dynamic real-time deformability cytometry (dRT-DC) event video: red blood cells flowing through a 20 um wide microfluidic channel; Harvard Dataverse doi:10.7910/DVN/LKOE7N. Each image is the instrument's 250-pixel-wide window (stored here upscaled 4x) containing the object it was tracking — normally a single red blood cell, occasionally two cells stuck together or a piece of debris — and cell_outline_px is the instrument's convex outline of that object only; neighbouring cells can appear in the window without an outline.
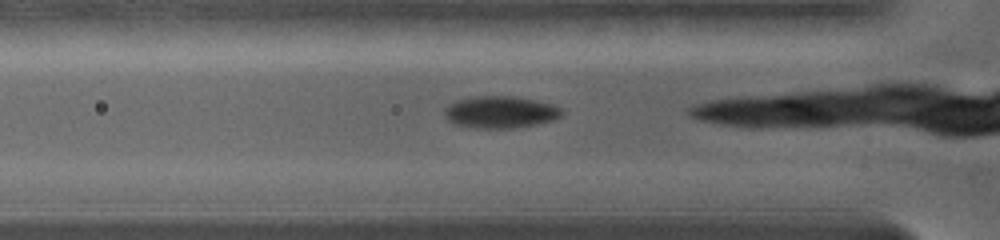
{"species": "common noctule bat (a hibernating species)", "species_latin": "Nyctalus noctula", "temperature_condition": "warm", "stored_images_in_passage": 14, "camera_frame_rate_fps": 5000, "um_per_image_px": 0.085, "animal": {"sex": "female", "body_mass_g": 19.0, "forearm_length_mm": 56.7}, "frame": {"image": 1, "passage_image": 2, "time_ms": 0.4, "image_size_px": [1000, 240], "cell_outline_px": [[560, 116], [552, 120], [536, 124], [512, 128], [476, 128], [452, 124], [444, 116], [444, 108], [448, 104], [456, 100], [476, 96], [512, 96], [536, 100], [552, 104], [560, 108]], "centroid_in_image_um": [42.45, 9.53], "position_along_channel_um": 83.3, "area_um2": 21.85}}
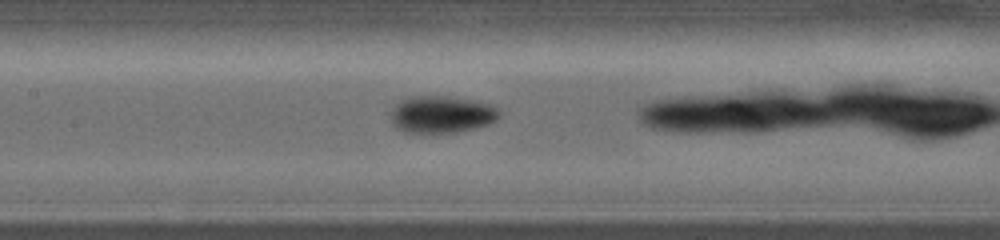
{"frame": {"image": 2, "passage_image": 8, "time_ms": 2.8, "image_size_px": [1000, 240], "cell_outline_px": [[500, 116], [496, 120], [488, 124], [456, 132], [404, 132], [396, 128], [392, 124], [392, 108], [400, 100], [408, 96], [444, 96], [468, 100], [488, 104], [496, 108], [500, 112]], "centroid_in_image_um": [37.49, 9.72], "position_along_channel_um": 169.9, "area_um2": 23.12}}
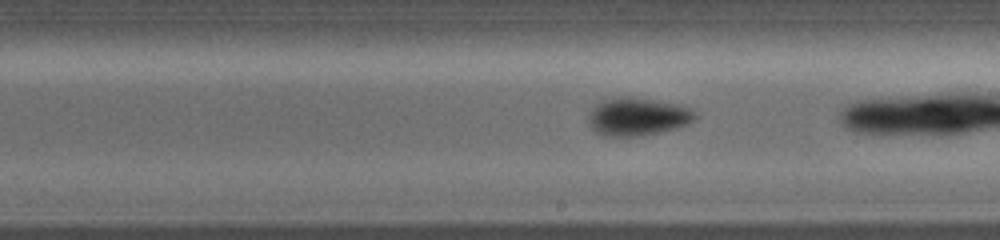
{"frame": {"image": 3, "passage_image": 13, "time_ms": 4.6, "image_size_px": [1000, 240], "cell_outline_px": [[700, 116], [696, 120], [688, 124], [676, 128], [660, 132], [640, 136], [604, 136], [596, 132], [588, 124], [588, 116], [592, 108], [596, 104], [604, 100], [628, 96], [676, 104], [688, 108], [696, 112]], "centroid_in_image_um": [54.21, 9.93], "position_along_channel_um": 234.8, "area_um2": 23.58}}